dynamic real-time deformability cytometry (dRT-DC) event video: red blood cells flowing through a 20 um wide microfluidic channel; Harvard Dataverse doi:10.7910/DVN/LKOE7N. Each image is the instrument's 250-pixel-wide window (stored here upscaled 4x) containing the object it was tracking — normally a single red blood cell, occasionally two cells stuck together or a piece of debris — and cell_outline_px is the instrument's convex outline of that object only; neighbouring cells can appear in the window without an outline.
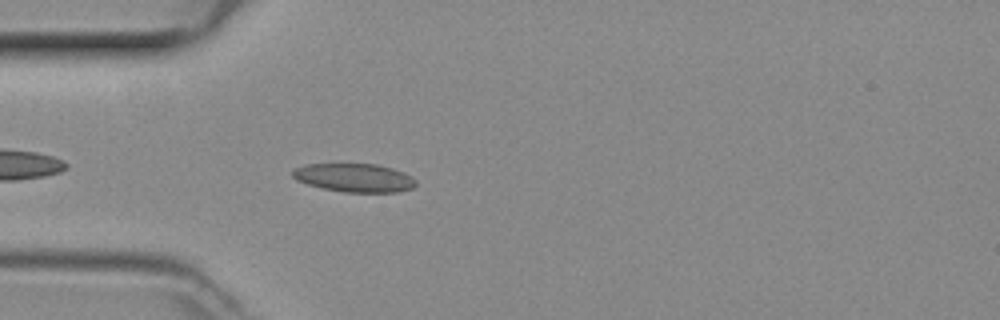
{"species": "common noctule bat (a hibernating species)", "species_latin": "Nyctalus noctula", "temperature_condition": "room temperature", "stored_images_in_passage": 32, "camera_frame_rate_fps": 3000, "um_per_image_px": 0.085, "animal": {"sex": "female", "body_mass_g": 29.2, "forearm_length_mm": 56.3}, "frame": {"image": 1, "passage_image": 4, "time_ms": 1.0, "image_size_px": [1000, 320], "cell_outline_px": [[416, 184], [412, 188], [396, 192], [344, 192], [324, 188], [308, 184], [296, 180], [292, 176], [292, 168], [304, 164], [376, 164], [392, 168], [404, 172], [412, 176], [416, 180]], "centroid_in_image_um": [30.11, 15.1], "position_along_channel_um": 54.9, "area_um2": 20.52}}
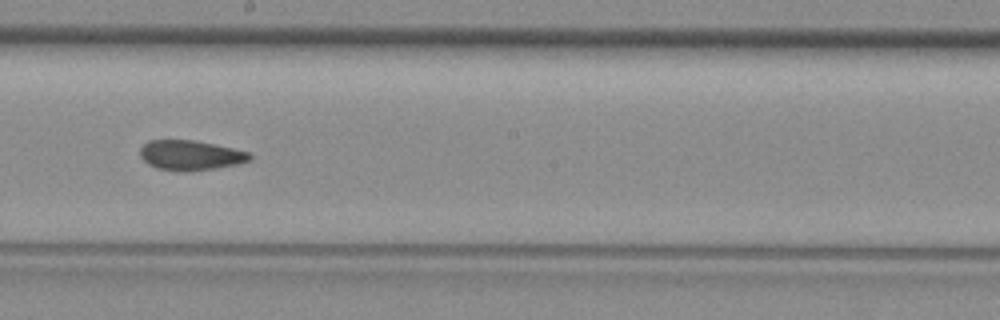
{"frame": {"image": 2, "passage_image": 17, "time_ms": 5.333, "image_size_px": [1000, 320], "cell_outline_px": [[252, 160], [236, 164], [216, 168], [180, 172], [156, 168], [148, 164], [140, 156], [140, 148], [148, 140], [192, 140], [232, 148], [248, 152], [252, 156]], "centroid_in_image_um": [16.16, 13.2], "position_along_channel_um": 232.0, "area_um2": 19.02}}
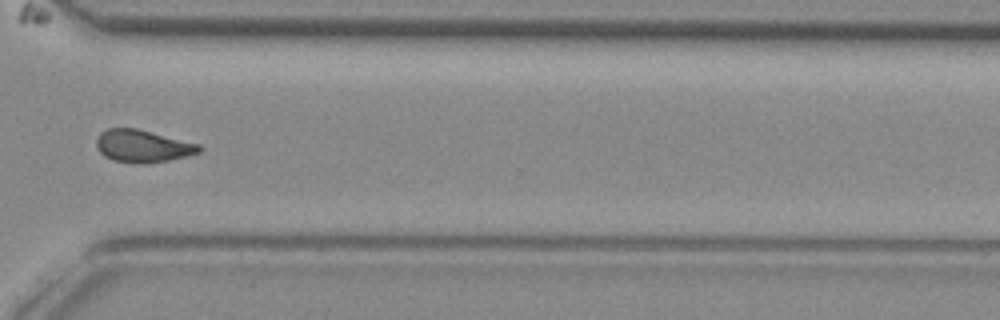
{"frame": {"image": 3, "passage_image": 26, "time_ms": 8.333, "image_size_px": [1000, 320], "cell_outline_px": [[204, 148], [200, 152], [168, 160], [148, 164], [140, 164], [112, 160], [104, 156], [100, 152], [96, 144], [96, 140], [100, 132], [108, 128], [136, 128], [200, 144]], "centroid_in_image_um": [12.12, 12.42], "position_along_channel_um": 358.5, "area_um2": 19.48}}